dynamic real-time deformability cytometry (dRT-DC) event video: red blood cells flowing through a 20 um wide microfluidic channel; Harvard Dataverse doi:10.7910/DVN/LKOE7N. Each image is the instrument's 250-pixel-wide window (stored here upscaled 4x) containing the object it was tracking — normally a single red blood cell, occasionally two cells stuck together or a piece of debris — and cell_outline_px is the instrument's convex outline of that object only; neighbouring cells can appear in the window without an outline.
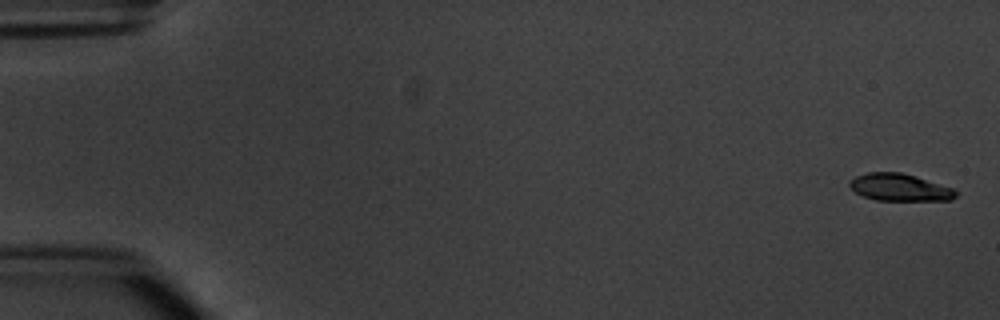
{"species": "common noctule bat (a hibernating species)", "species_latin": "Nyctalus noctula", "temperature_condition": "warm", "stored_images_in_passage": 5, "segment_of_instrument_passage": [2, 2], "camera_frame_rate_fps": 3000, "um_per_image_px": 0.085, "animal": {"sex": "male", "body_mass_g": 20.1, "forearm_length_mm": 53.5}, "frame": {"image": 1, "passage_image": 5, "time_ms": 5.667, "image_size_px": [1000, 320], "cell_outline_px": [[960, 192], [952, 200], [876, 200], [864, 196], [856, 192], [848, 184], [856, 176], [868, 172], [900, 172], [916, 176], [956, 188]], "centroid_in_image_um": [76.56, 15.92], "position_along_channel_um": 8.4, "area_um2": 16.94}}